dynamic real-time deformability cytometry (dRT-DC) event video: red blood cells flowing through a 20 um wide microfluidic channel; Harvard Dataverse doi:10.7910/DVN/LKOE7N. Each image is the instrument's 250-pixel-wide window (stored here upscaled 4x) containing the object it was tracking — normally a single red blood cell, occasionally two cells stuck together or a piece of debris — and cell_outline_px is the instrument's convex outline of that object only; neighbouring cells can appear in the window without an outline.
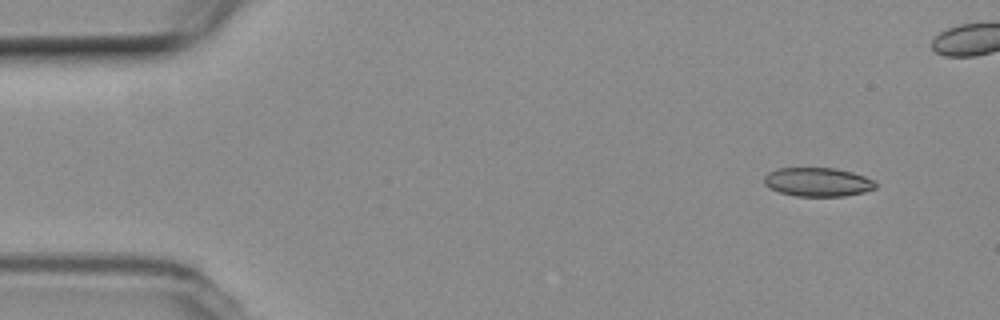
{"species": "common noctule bat (a hibernating species)", "species_latin": "Nyctalus noctula", "temperature_condition": "room temperature", "stored_images_in_passage": 43, "camera_frame_rate_fps": 3000, "um_per_image_px": 0.085, "animal": {"sex": "female", "body_mass_g": 19.3, "forearm_length_mm": 54.1}, "frame": {"image": 1, "passage_image": 1, "time_ms": 0.0, "image_size_px": [1000, 320], "cell_outline_px": [[876, 188], [864, 192], [844, 196], [796, 196], [780, 192], [768, 188], [764, 184], [764, 176], [768, 172], [776, 168], [836, 168], [852, 172], [864, 176], [872, 180], [876, 184]], "centroid_in_image_um": [69.47, 15.47], "position_along_channel_um": 15.5, "area_um2": 18.79}}
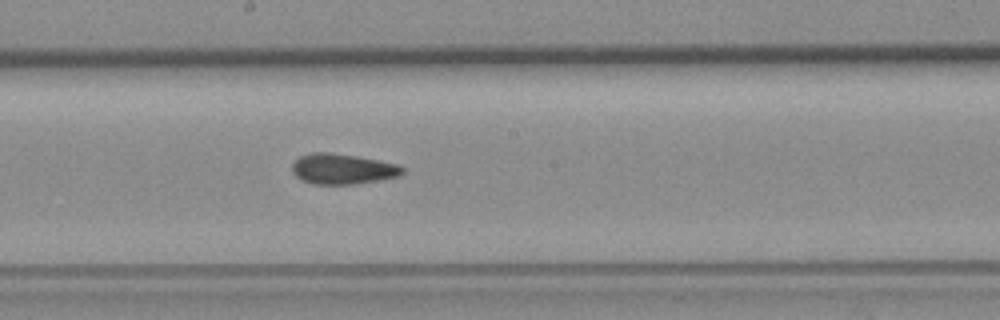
{"frame": {"image": 2, "passage_image": 25, "time_ms": 8.0, "image_size_px": [1000, 320], "cell_outline_px": [[404, 172], [400, 176], [384, 180], [356, 184], [312, 184], [300, 180], [292, 172], [292, 164], [300, 156], [312, 152], [328, 152], [356, 156], [396, 164], [404, 168]], "centroid_in_image_um": [29.12, 14.38], "position_along_channel_um": 219.1, "area_um2": 19.71}}
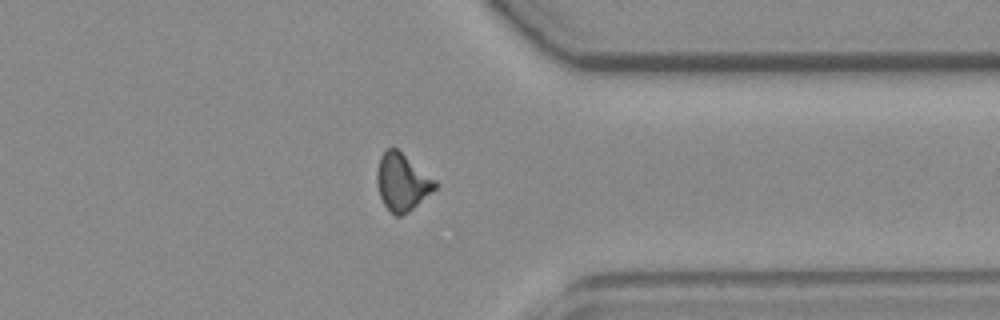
{"frame": {"image": 3, "passage_image": 38, "time_ms": 12.333, "image_size_px": [1000, 320], "cell_outline_px": [[436, 188], [408, 212], [400, 216], [396, 216], [384, 204], [380, 196], [376, 180], [376, 172], [380, 156], [388, 148], [396, 148], [436, 180]], "centroid_in_image_um": [34.16, 15.47], "position_along_channel_um": 377.2, "area_um2": 19.02}}